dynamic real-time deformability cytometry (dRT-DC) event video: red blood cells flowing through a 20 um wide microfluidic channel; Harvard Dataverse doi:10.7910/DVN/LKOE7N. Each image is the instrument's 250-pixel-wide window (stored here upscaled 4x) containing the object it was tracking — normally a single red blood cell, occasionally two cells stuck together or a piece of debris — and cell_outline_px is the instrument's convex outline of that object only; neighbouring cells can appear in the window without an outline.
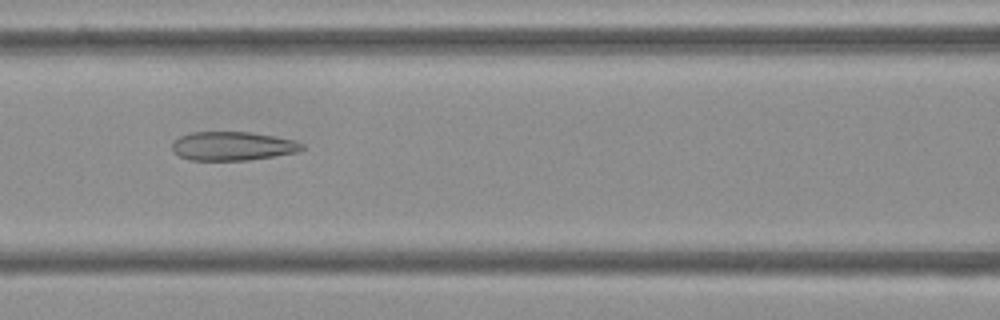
{"species": "Egyptian fruit bat (a non-hibernating species)", "species_latin": "Rousettus aegyptiacus", "temperature_condition": "cold", "stored_images_in_passage": 37, "camera_frame_rate_fps": 3000, "um_per_image_px": 0.085, "frame": {"image": 1, "passage_image": 7, "time_ms": 2.0, "image_size_px": [1000, 320], "cell_outline_px": [[304, 148], [296, 152], [248, 160], [188, 160], [180, 156], [172, 148], [172, 140], [180, 136], [192, 132], [252, 132], [276, 136], [296, 140], [304, 144]], "centroid_in_image_um": [19.78, 12.4], "position_along_channel_um": 146.8, "area_um2": 21.85}}
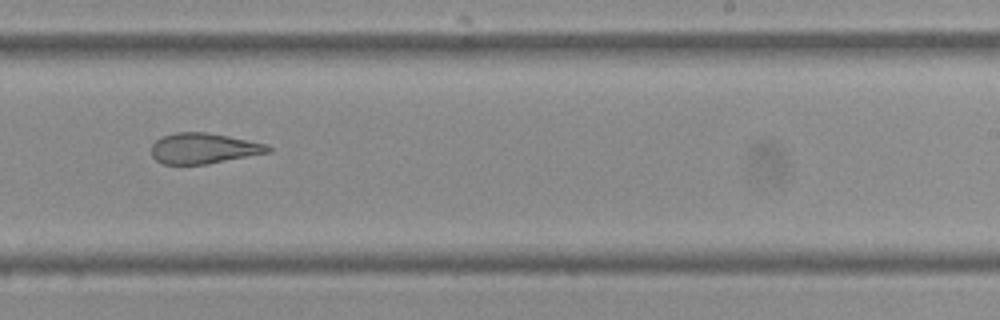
{"frame": {"image": 2, "passage_image": 17, "time_ms": 5.333, "image_size_px": [1000, 320], "cell_outline_px": [[272, 152], [204, 164], [164, 164], [156, 160], [152, 156], [152, 144], [156, 140], [164, 136], [176, 132], [204, 132], [228, 136], [268, 144], [272, 148]], "centroid_in_image_um": [17.33, 12.61], "position_along_channel_um": 271.7, "area_um2": 20.63}}
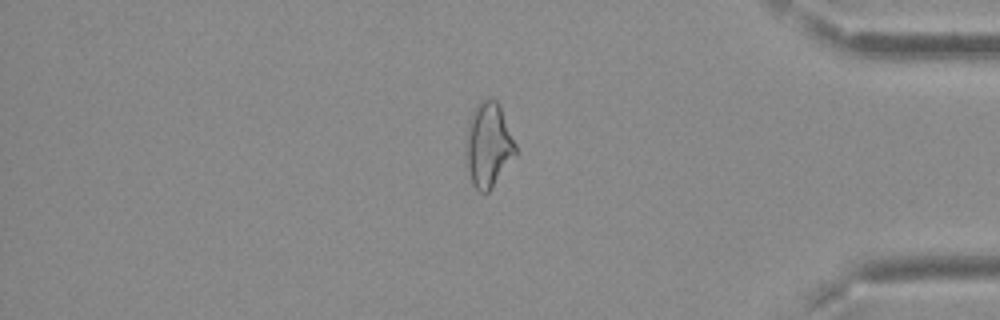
{"frame": {"image": 3, "passage_image": 29, "time_ms": 9.333, "image_size_px": [1000, 320], "cell_outline_px": [[516, 152], [492, 188], [488, 192], [480, 192], [472, 184], [464, 152], [468, 120], [472, 112], [480, 100], [496, 100], [500, 108], [516, 144]], "centroid_in_image_um": [41.47, 12.33], "position_along_channel_um": 393.7, "area_um2": 24.1}, "authors_computed_cell_mechanics": {"area_um2": 22.3108, "velocity_mm_per_s": 3.7562, "shape_relaxation_time_tau1_ms": null, "shape_relaxation_time_tau2_ms": 2.3673, "deformation_change_tau1": null, "deformation_change_tau2": 0.112}}